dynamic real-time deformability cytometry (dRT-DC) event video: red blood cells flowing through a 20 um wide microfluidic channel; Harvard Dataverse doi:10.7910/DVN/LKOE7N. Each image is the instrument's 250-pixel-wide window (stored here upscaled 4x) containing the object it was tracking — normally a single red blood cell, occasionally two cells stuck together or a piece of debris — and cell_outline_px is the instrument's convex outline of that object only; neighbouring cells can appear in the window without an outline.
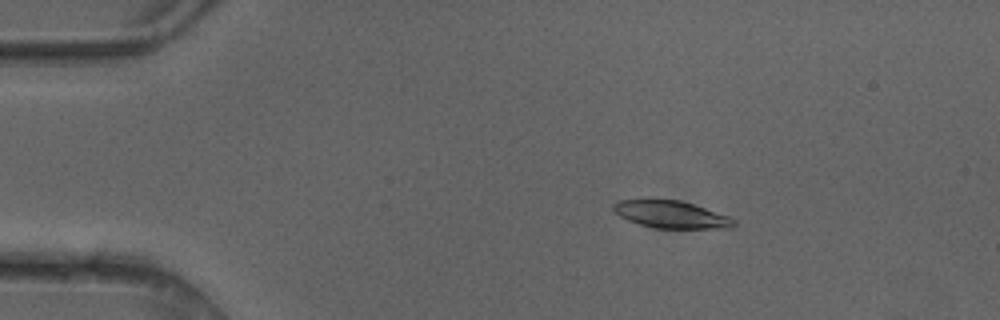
{"species": "common noctule bat (a hibernating species)", "species_latin": "Nyctalus noctula", "temperature_condition": "cold", "stored_images_in_passage": 8, "camera_frame_rate_fps": 3000, "um_per_image_px": 0.085, "animal": {"sex": "female"}, "frame": {"image": 1, "passage_image": 3, "time_ms": 0.667, "image_size_px": [1000, 320], "cell_outline_px": [[736, 224], [732, 228], [656, 228], [640, 224], [628, 220], [620, 216], [612, 208], [612, 204], [616, 200], [680, 200], [728, 216], [736, 220]], "centroid_in_image_um": [57.04, 18.24], "position_along_channel_um": 28.0, "area_um2": 18.9}}
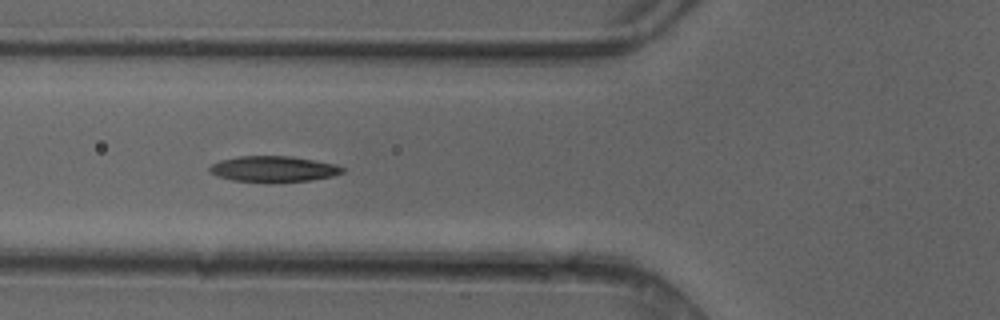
{"frame": {"image": 2, "passage_image": 6, "time_ms": 1.667, "image_size_px": [1000, 320], "cell_outline_px": [[344, 172], [332, 176], [312, 180], [232, 180], [216, 176], [208, 172], [208, 168], [212, 164], [220, 160], [240, 156], [292, 156], [336, 164], [344, 168]], "centroid_in_image_um": [23.23, 14.33], "position_along_channel_um": 102.6, "area_um2": 19.42}}
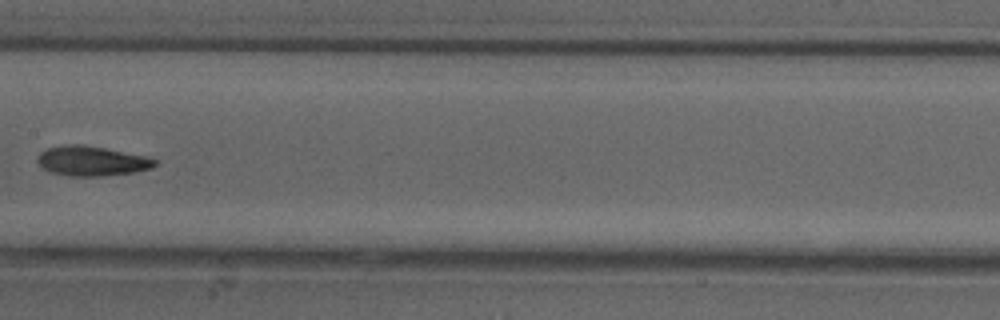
{"frame": {"image": 3, "passage_image": 8, "time_ms": 2.333, "image_size_px": [1000, 320], "cell_outline_px": [[156, 164], [152, 168], [132, 172], [104, 176], [72, 176], [52, 172], [40, 168], [36, 160], [36, 156], [40, 152], [48, 148], [68, 144], [84, 144], [152, 156], [156, 160]], "centroid_in_image_um": [7.81, 13.67], "position_along_channel_um": 199.6, "area_um2": 20.75}}